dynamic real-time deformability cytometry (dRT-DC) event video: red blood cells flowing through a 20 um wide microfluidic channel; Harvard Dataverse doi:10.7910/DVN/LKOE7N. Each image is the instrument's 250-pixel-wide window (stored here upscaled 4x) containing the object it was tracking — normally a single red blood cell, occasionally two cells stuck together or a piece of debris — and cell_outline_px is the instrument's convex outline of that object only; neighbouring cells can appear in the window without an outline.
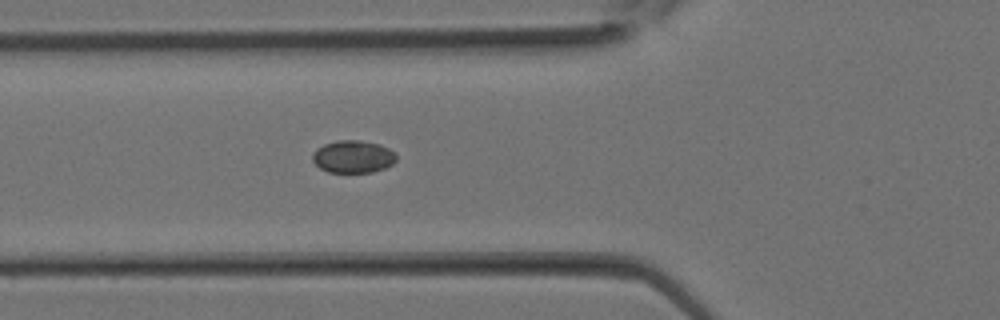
{"species": "Egyptian fruit bat (a non-hibernating species)", "species_latin": "Rousettus aegyptiacus", "temperature_condition": "room temperature", "stored_images_in_passage": 13, "camera_frame_rate_fps": 3000, "um_per_image_px": 0.085, "animal": {"sex": "female"}, "frame": {"image": 1, "passage_image": 11, "time_ms": 3.333, "image_size_px": [1000, 320], "cell_outline_px": [[396, 160], [392, 164], [384, 168], [372, 172], [328, 172], [320, 168], [312, 160], [312, 156], [316, 148], [324, 144], [336, 140], [360, 140], [380, 144], [396, 152]], "centroid_in_image_um": [30.01, 13.3], "position_along_channel_um": 95.8, "area_um2": 15.95}}
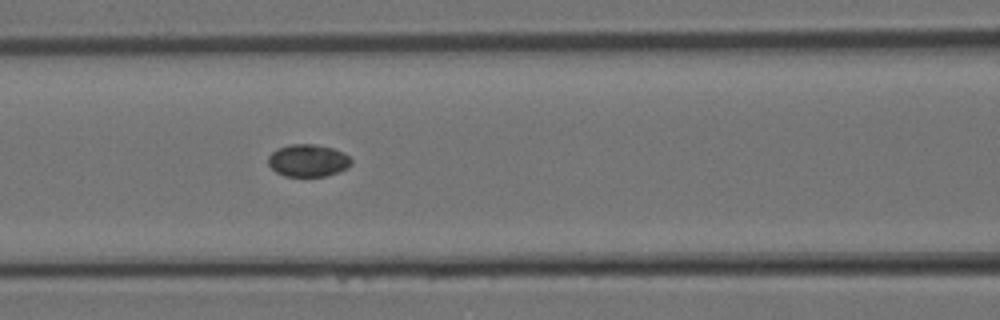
{"frame": {"image": 2, "passage_image": 13, "time_ms": 4.0, "image_size_px": [1000, 320], "cell_outline_px": [[352, 164], [348, 168], [324, 176], [284, 176], [276, 172], [268, 164], [268, 156], [276, 148], [288, 144], [312, 144], [332, 148], [344, 152], [352, 160]], "centroid_in_image_um": [26.17, 13.63], "position_along_channel_um": 140.4, "area_um2": 15.72}}